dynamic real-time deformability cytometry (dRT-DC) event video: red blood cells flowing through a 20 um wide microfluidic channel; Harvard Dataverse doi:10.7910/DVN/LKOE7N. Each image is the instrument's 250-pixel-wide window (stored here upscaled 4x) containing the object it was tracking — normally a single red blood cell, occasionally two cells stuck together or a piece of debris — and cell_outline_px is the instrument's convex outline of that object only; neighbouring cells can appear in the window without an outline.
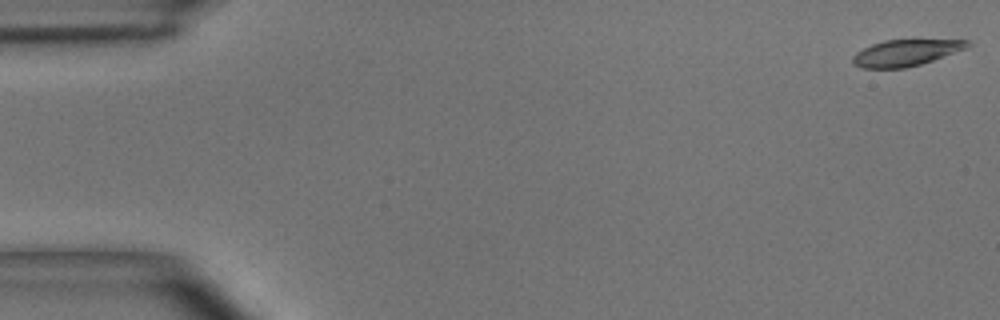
{"species": "common noctule bat (a hibernating species)", "species_latin": "Nyctalus noctula", "temperature_condition": "room temperature", "stored_images_in_passage": 49, "camera_frame_rate_fps": 3000, "um_per_image_px": 0.085, "animal": {"sex": "male", "body_mass_g": 15.6}, "frame": {"image": 1, "passage_image": 1, "time_ms": 0.0, "image_size_px": [1000, 320], "cell_outline_px": [[972, 44], [968, 48], [920, 64], [904, 68], [860, 68], [852, 64], [852, 56], [856, 52], [872, 44], [884, 40], [968, 40]], "centroid_in_image_um": [76.97, 4.49], "position_along_channel_um": 8.0, "area_um2": 17.57}}
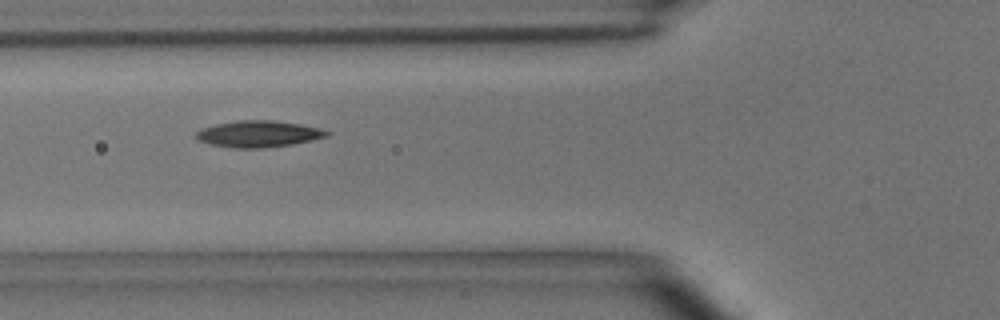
{"frame": {"image": 2, "passage_image": 18, "time_ms": 5.667, "image_size_px": [1000, 320], "cell_outline_px": [[332, 132], [328, 136], [292, 144], [264, 148], [232, 148], [208, 144], [196, 140], [192, 136], [200, 128], [216, 124], [236, 120], [272, 120], [300, 124], [320, 128]], "centroid_in_image_um": [21.9, 11.38], "position_along_channel_um": 103.9, "area_um2": 20.46}}
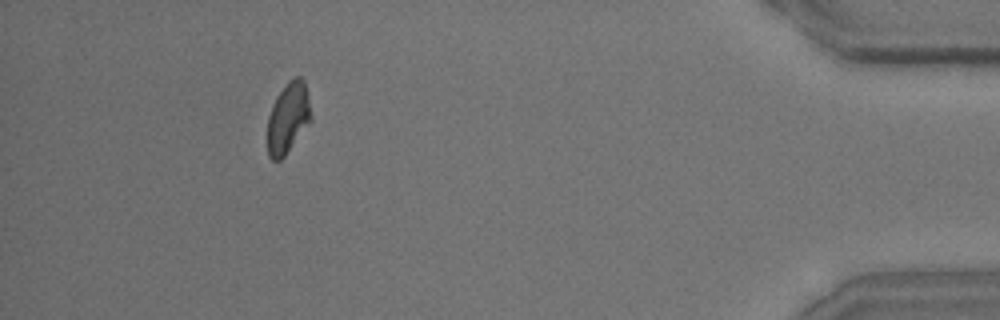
{"frame": {"image": 3, "passage_image": 45, "time_ms": 14.667, "image_size_px": [1000, 320], "cell_outline_px": [[312, 120], [284, 156], [280, 160], [272, 160], [268, 156], [268, 116], [272, 104], [276, 96], [288, 80], [296, 76], [300, 76], [304, 80], [312, 116]], "centroid_in_image_um": [24.48, 10.0], "position_along_channel_um": 410.7, "area_um2": 17.98}, "authors_computed_cell_mechanics": {"area_um2": 19.0162, "velocity_mm_per_s": 4.0577, "shape_relaxation_time_tau1_ms": 3.6553, "shape_relaxation_time_tau2_ms": null, "deformation_change_tau1": 0.1539, "deformation_change_tau2": null}}